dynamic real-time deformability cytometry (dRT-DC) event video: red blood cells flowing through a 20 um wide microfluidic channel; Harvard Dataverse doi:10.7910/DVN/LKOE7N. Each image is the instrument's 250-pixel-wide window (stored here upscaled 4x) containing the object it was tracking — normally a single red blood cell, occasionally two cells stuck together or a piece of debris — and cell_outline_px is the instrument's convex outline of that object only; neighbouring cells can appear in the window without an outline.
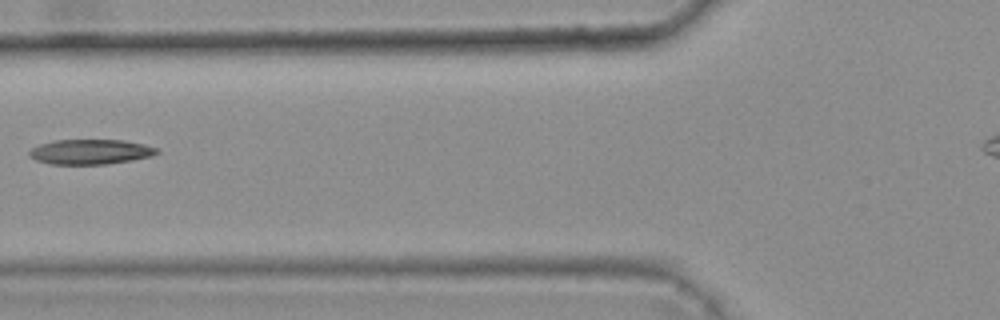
{"species": "common noctule bat (a hibernating species)", "species_latin": "Nyctalus noctula", "temperature_condition": "warm", "stored_images_in_passage": 4, "camera_frame_rate_fps": 3000, "um_per_image_px": 0.085, "animal": {"sex": "female", "body_mass_g": 25.1}, "frame": {"image": 1, "passage_image": 4, "time_ms": 1.0, "image_size_px": [1000, 320], "cell_outline_px": [[160, 152], [152, 156], [132, 160], [108, 164], [48, 164], [36, 160], [28, 156], [28, 152], [32, 148], [40, 144], [52, 140], [124, 140], [144, 144], [156, 148]], "centroid_in_image_um": [7.67, 12.9], "position_along_channel_um": 118.1, "area_um2": 18.67}}